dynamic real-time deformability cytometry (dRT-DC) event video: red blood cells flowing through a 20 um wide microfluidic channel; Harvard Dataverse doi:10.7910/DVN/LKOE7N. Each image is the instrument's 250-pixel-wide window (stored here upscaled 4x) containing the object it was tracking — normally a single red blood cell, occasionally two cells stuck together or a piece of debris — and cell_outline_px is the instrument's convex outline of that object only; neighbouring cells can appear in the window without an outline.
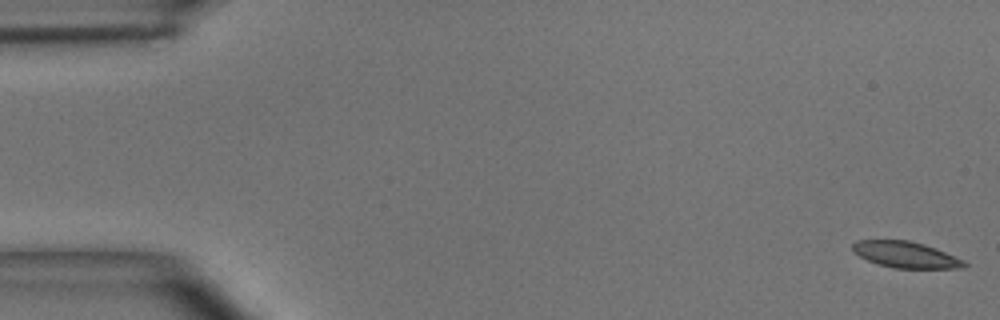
{"species": "common noctule bat (a hibernating species)", "species_latin": "Nyctalus noctula", "temperature_condition": "room temperature", "stored_images_in_passage": 10, "camera_frame_rate_fps": 3000, "um_per_image_px": 0.085, "animal": {"sex": "male", "body_mass_g": 15.6}, "frame": {"image": 1, "passage_image": 1, "time_ms": 0.0, "image_size_px": [1000, 320], "cell_outline_px": [[968, 264], [964, 268], [892, 268], [868, 260], [852, 252], [852, 244], [856, 240], [908, 240], [924, 244], [936, 248], [964, 260]], "centroid_in_image_um": [76.99, 21.64], "position_along_channel_um": 8.0, "area_um2": 17.05}}